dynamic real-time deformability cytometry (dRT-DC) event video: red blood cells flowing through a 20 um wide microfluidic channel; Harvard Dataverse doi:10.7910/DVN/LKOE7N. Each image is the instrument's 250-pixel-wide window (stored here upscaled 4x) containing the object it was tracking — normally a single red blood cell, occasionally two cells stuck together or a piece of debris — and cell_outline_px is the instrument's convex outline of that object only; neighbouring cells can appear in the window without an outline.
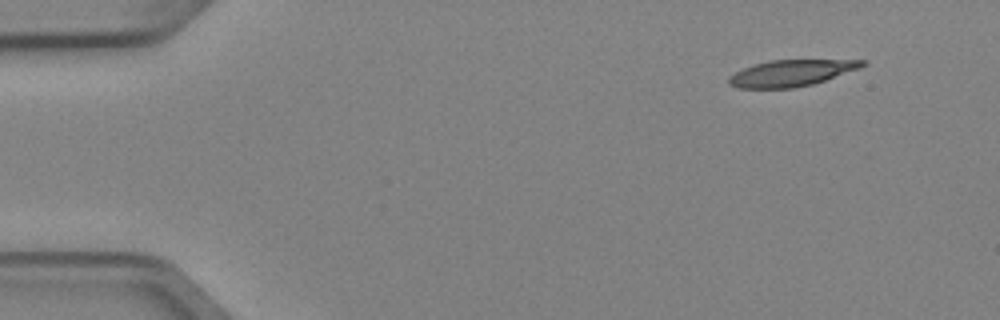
{"species": "Egyptian fruit bat (a non-hibernating species)", "species_latin": "Rousettus aegyptiacus", "temperature_condition": "cold", "stored_images_in_passage": 5, "camera_frame_rate_fps": 3000, "um_per_image_px": 0.085, "animal": {"sex": "female"}, "frame": {"image": 1, "passage_image": 1, "time_ms": 0.0, "image_size_px": [1000, 320], "cell_outline_px": [[868, 64], [860, 68], [812, 84], [792, 88], [740, 88], [728, 84], [728, 76], [752, 64], [768, 60], [868, 60]], "centroid_in_image_um": [67.24, 6.2], "position_along_channel_um": 17.8, "area_um2": 20.46}}
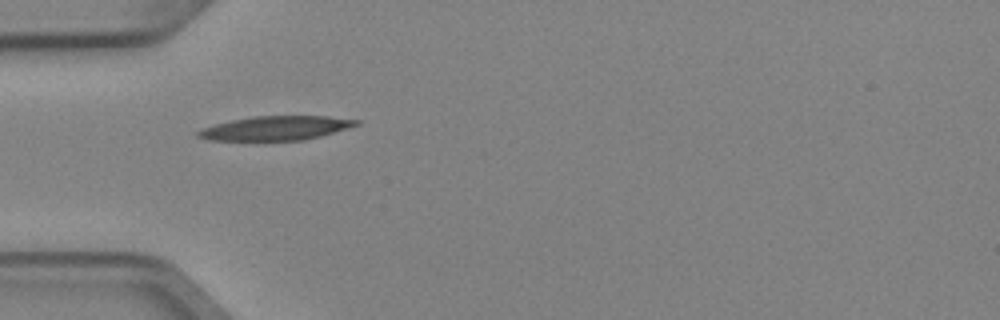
{"frame": {"image": 2, "passage_image": 4, "time_ms": 1.0, "image_size_px": [1000, 320], "cell_outline_px": [[360, 124], [320, 136], [304, 140], [208, 140], [196, 136], [196, 132], [200, 128], [232, 120], [252, 116], [328, 116], [360, 120]], "centroid_in_image_um": [23.42, 10.89], "position_along_channel_um": 61.6, "area_um2": 22.14}}
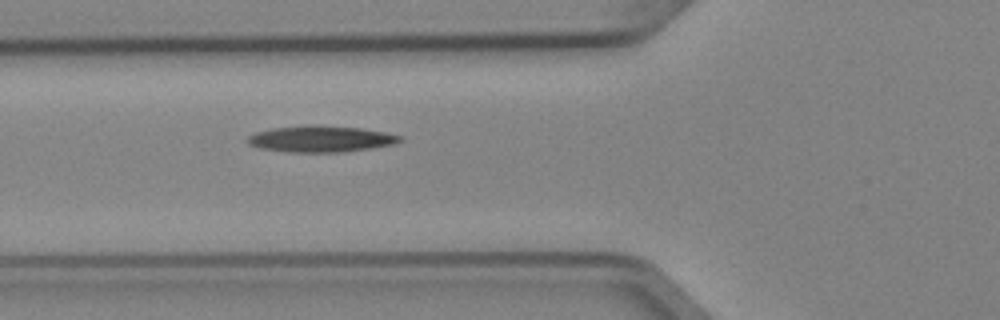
{"frame": {"image": 3, "passage_image": 5, "time_ms": 1.333, "image_size_px": [1000, 320], "cell_outline_px": [[404, 140], [392, 144], [368, 148], [340, 152], [288, 152], [260, 148], [248, 144], [244, 140], [248, 136], [256, 132], [272, 128], [312, 124], [360, 128], [384, 132], [404, 136]], "centroid_in_image_um": [27.23, 11.8], "position_along_channel_um": 98.6, "area_um2": 23.41}}